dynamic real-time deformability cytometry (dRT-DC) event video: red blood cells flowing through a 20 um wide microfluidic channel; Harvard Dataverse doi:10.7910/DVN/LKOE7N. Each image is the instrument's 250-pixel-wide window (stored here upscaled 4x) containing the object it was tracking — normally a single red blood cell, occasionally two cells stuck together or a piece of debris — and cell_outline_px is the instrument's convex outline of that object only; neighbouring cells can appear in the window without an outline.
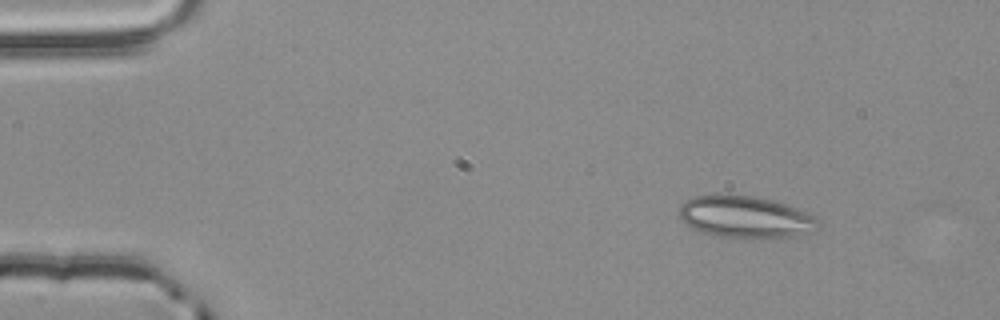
{"species": "common noctule bat (a hibernating species)", "species_latin": "Nyctalus noctula", "temperature_condition": "room temperature", "stored_images_in_passage": 3, "camera_frame_rate_fps": 3000, "um_per_image_px": 0.085, "animal": {"sex": "male", "body_mass_g": 20.4}, "frame": {"image": 1, "passage_image": 1, "time_ms": 0.0, "image_size_px": [1000, 320], "cell_outline_px": [[820, 228], [816, 232], [792, 236], [760, 240], [720, 236], [700, 232], [684, 224], [680, 220], [680, 204], [684, 200], [692, 196], [716, 192], [756, 196], [776, 200], [808, 212], [816, 216], [820, 220]], "centroid_in_image_um": [63.38, 18.43], "position_along_channel_um": 21.6, "area_um2": 35.72}}